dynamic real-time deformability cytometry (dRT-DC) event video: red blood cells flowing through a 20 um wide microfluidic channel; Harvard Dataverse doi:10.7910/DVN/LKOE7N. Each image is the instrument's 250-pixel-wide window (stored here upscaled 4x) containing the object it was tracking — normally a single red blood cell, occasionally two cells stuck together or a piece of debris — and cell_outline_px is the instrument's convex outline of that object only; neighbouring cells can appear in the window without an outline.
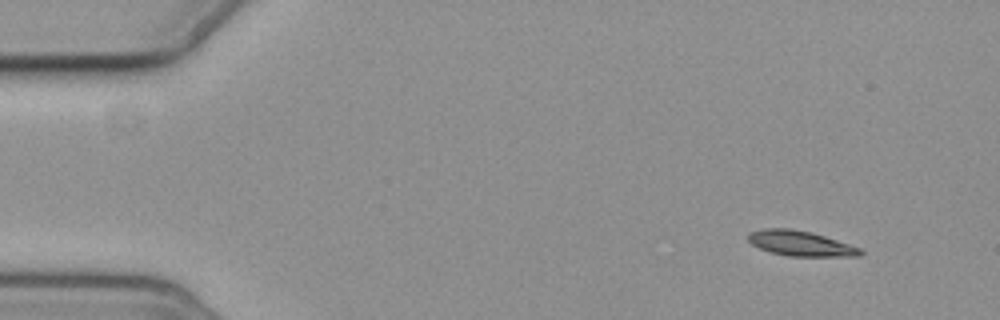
{"species": "common noctule bat (a hibernating species)", "species_latin": "Nyctalus noctula", "temperature_condition": "cold", "stored_images_in_passage": 11, "camera_frame_rate_fps": 3000, "um_per_image_px": 0.085, "animal": {"sex": "female", "body_mass_g": 19.3, "forearm_length_mm": 54.1}, "frame": {"image": 1, "passage_image": 2, "time_ms": 1.0, "image_size_px": [1000, 320], "cell_outline_px": [[864, 252], [860, 256], [788, 256], [768, 252], [752, 244], [748, 240], [748, 236], [752, 232], [764, 228], [788, 228], [808, 232], [824, 236], [860, 248]], "centroid_in_image_um": [68.03, 20.7], "position_along_channel_um": 17.0, "area_um2": 16.18}}
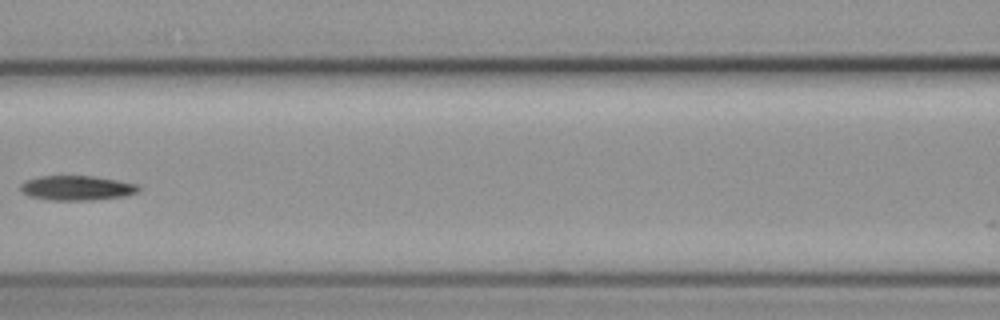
{"frame": {"image": 2, "passage_image": 7, "time_ms": 8.0, "image_size_px": [1000, 320], "cell_outline_px": [[140, 192], [124, 196], [96, 200], [48, 200], [28, 196], [20, 188], [20, 184], [24, 180], [40, 176], [96, 176], [140, 184]], "centroid_in_image_um": [6.57, 15.97], "position_along_channel_um": 160.0, "area_um2": 17.28}}
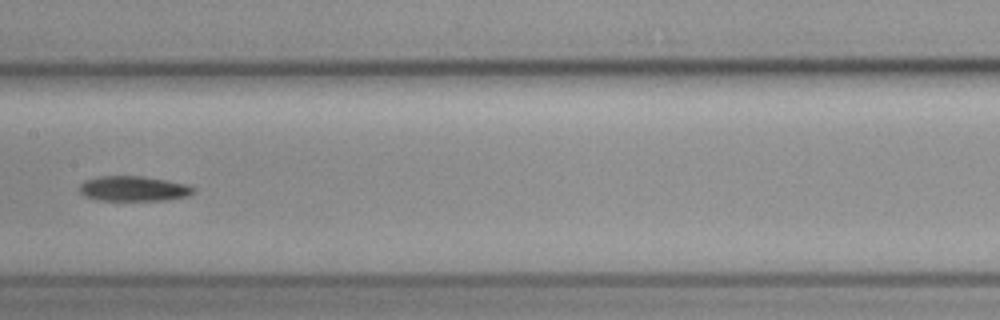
{"frame": {"image": 3, "passage_image": 8, "time_ms": 9.0, "image_size_px": [1000, 320], "cell_outline_px": [[196, 192], [188, 196], [168, 200], [96, 200], [84, 196], [80, 192], [80, 184], [84, 180], [100, 176], [140, 176], [168, 180], [188, 184], [196, 188]], "centroid_in_image_um": [11.39, 16.03], "position_along_channel_um": 196.0, "area_um2": 16.88}}